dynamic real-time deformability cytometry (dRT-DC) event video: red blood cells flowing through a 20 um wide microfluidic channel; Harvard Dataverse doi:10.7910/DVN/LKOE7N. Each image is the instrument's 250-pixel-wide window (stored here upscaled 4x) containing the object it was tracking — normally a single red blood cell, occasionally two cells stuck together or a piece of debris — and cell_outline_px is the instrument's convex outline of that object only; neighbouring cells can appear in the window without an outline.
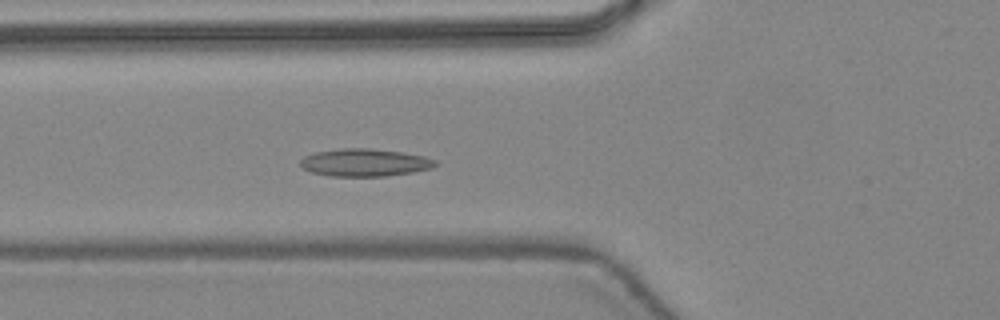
{"species": "common noctule bat (a hibernating species)", "species_latin": "Nyctalus noctula", "temperature_condition": "warm", "stored_images_in_passage": 46, "camera_frame_rate_fps": 3000, "um_per_image_px": 0.085, "animal": {"sex": "female", "body_mass_g": 24.6, "forearm_length_mm": 56.2}, "frame": {"image": 1, "passage_image": 17, "time_ms": 5.333, "image_size_px": [1000, 320], "cell_outline_px": [[436, 164], [432, 168], [412, 172], [384, 176], [332, 176], [312, 172], [304, 168], [300, 164], [300, 160], [304, 156], [316, 152], [340, 148], [368, 148], [400, 152], [424, 156], [436, 160]], "centroid_in_image_um": [30.99, 13.81], "position_along_channel_um": 94.8, "area_um2": 21.5}}
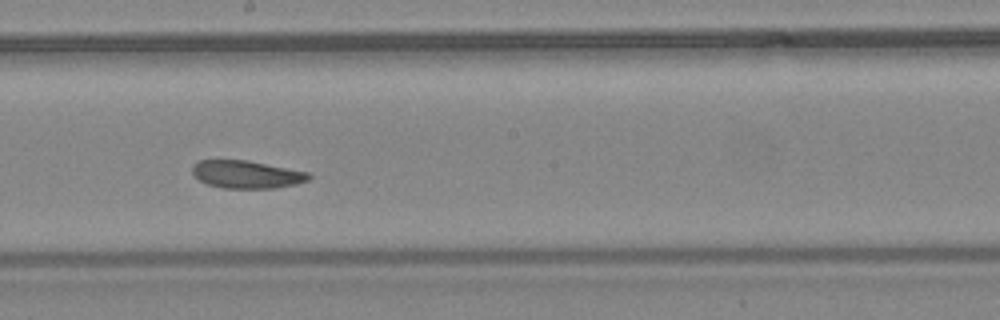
{"frame": {"image": 2, "passage_image": 26, "time_ms": 8.333, "image_size_px": [1000, 320], "cell_outline_px": [[312, 176], [308, 180], [296, 184], [276, 188], [224, 188], [208, 184], [200, 180], [192, 172], [192, 164], [200, 160], [248, 160], [308, 172]], "centroid_in_image_um": [20.97, 14.82], "position_along_channel_um": 227.2, "area_um2": 18.79}}
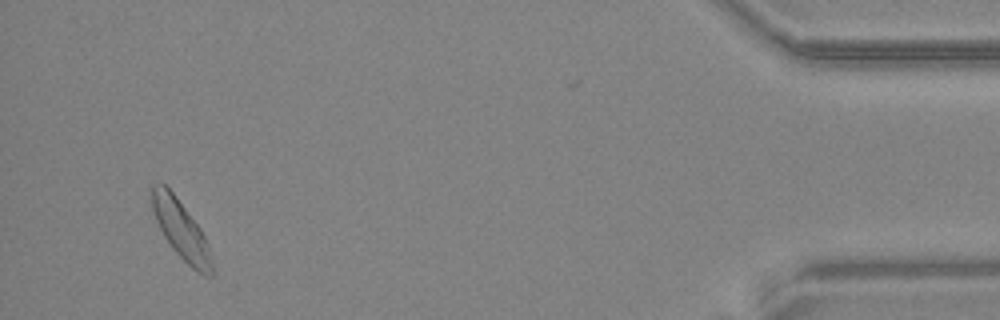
{"frame": {"image": 3, "passage_image": 44, "time_ms": 14.333, "image_size_px": [1000, 320], "cell_outline_px": [[216, 272], [212, 276], [204, 276], [196, 272], [172, 248], [164, 236], [156, 220], [152, 208], [152, 184], [164, 184], [176, 196], [200, 228], [208, 244]], "centroid_in_image_um": [15.44, 19.6], "position_along_channel_um": 419.8, "area_um2": 20.4}, "authors_computed_cell_mechanics": {"area_um2": 20.4323, "velocity_mm_per_s": 4.4047, "shape_relaxation_time_tau1_ms": 6.037, "shape_relaxation_time_tau2_ms": 3.8797, "deformation_change_tau1": 0.1183, "deformation_change_tau2": 0.0961}}